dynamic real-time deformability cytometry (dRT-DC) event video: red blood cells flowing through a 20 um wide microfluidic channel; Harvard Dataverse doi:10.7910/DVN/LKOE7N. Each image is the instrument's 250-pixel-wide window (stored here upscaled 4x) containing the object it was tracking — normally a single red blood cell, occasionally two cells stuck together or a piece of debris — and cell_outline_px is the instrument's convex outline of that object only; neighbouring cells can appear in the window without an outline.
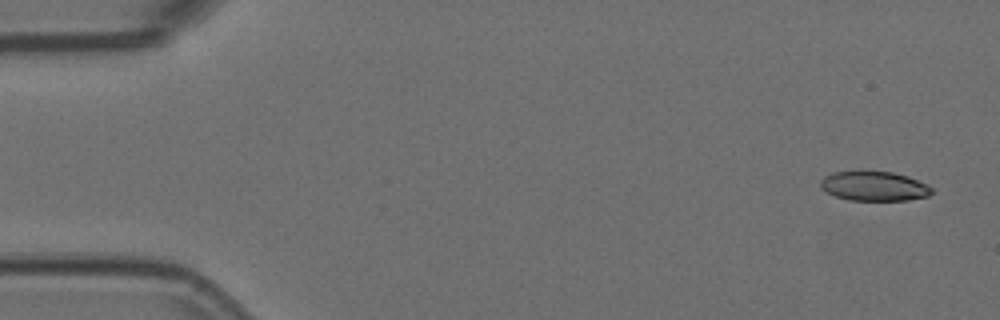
{"species": "Egyptian fruit bat (a non-hibernating species)", "species_latin": "Rousettus aegyptiacus", "temperature_condition": "room temperature", "stored_images_in_passage": 9, "camera_frame_rate_fps": 3000, "um_per_image_px": 0.085, "animal": {"sex": "female"}, "frame": {"image": 1, "passage_image": 1, "time_ms": 0.0, "image_size_px": [1000, 320], "cell_outline_px": [[932, 192], [928, 196], [908, 200], [848, 200], [836, 196], [820, 188], [820, 180], [824, 176], [832, 172], [860, 168], [864, 168], [892, 172], [908, 176], [932, 188]], "centroid_in_image_um": [74.22, 15.77], "position_along_channel_um": 10.8, "area_um2": 19.77}}
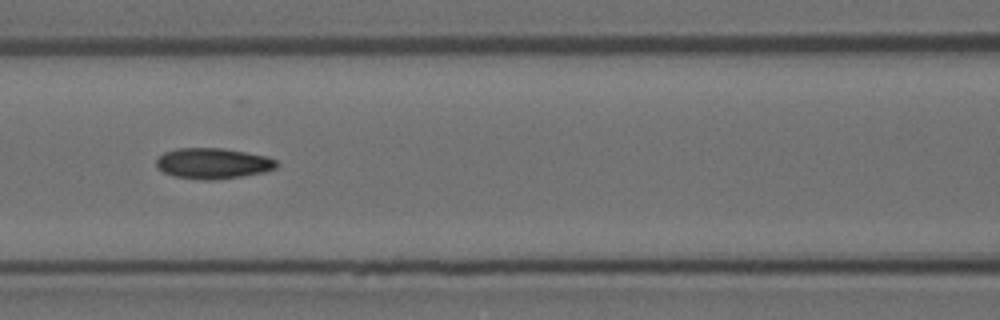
{"frame": {"image": 2, "passage_image": 7, "time_ms": 2.0, "image_size_px": [1000, 320], "cell_outline_px": [[280, 164], [276, 168], [264, 172], [244, 176], [216, 180], [204, 180], [172, 176], [164, 172], [156, 164], [156, 160], [164, 152], [176, 148], [224, 148], [264, 156], [276, 160]], "centroid_in_image_um": [18.11, 13.89], "position_along_channel_um": 148.5, "area_um2": 21.56}}
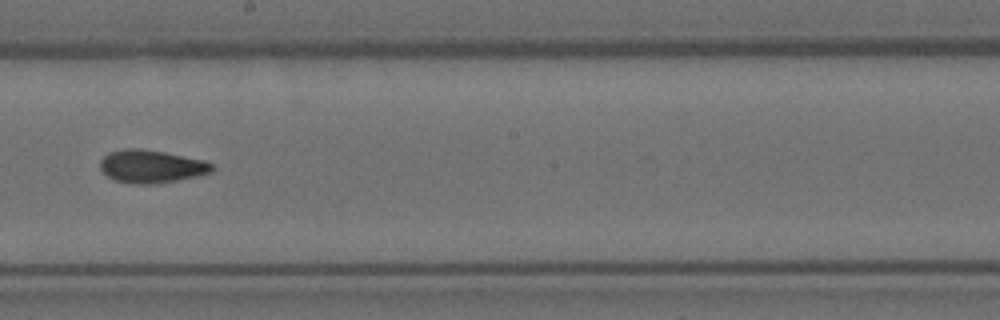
{"frame": {"image": 3, "passage_image": 9, "time_ms": 2.667, "image_size_px": [1000, 320], "cell_outline_px": [[212, 172], [196, 176], [156, 184], [132, 184], [116, 180], [108, 176], [100, 168], [100, 160], [108, 152], [124, 148], [136, 148], [164, 152], [204, 160], [212, 164]], "centroid_in_image_um": [12.83, 14.14], "position_along_channel_um": 235.4, "area_um2": 21.33}}